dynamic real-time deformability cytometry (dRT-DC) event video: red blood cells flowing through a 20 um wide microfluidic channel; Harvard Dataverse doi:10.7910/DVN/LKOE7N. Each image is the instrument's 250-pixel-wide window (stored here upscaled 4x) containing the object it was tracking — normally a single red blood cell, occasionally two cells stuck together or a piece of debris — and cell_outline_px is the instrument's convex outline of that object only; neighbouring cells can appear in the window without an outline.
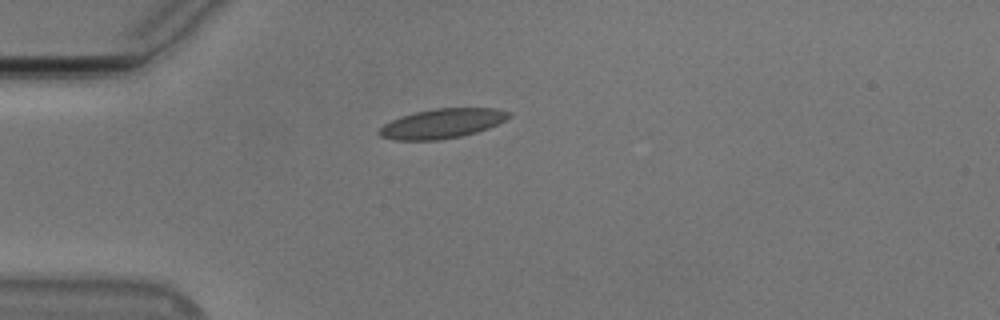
{"species": "Egyptian fruit bat (a non-hibernating species)", "species_latin": "Rousettus aegyptiacus", "temperature_condition": "cold", "stored_images_in_passage": 41, "camera_frame_rate_fps": 3000, "um_per_image_px": 0.085, "animal": {"sex": "male"}, "frame": {"image": 1, "passage_image": 1, "time_ms": 0.0, "image_size_px": [1000, 320], "cell_outline_px": [[512, 116], [488, 128], [476, 132], [460, 136], [440, 140], [392, 140], [380, 136], [376, 132], [384, 124], [392, 120], [416, 112], [436, 108], [496, 108], [512, 112]], "centroid_in_image_um": [37.58, 10.5], "position_along_channel_um": 47.4, "area_um2": 22.25}}
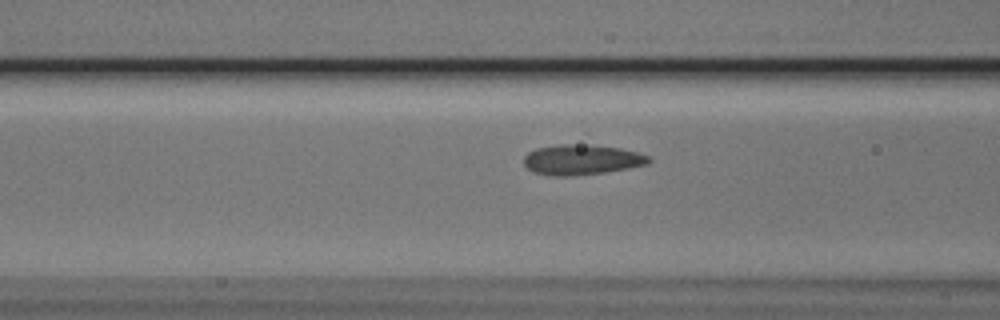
{"frame": {"image": 2, "passage_image": 8, "time_ms": 2.333, "image_size_px": [1000, 320], "cell_outline_px": [[652, 160], [648, 164], [628, 168], [604, 172], [572, 176], [548, 176], [532, 172], [524, 164], [524, 156], [528, 152], [536, 148], [560, 144], [572, 144], [620, 148], [636, 152], [648, 156]], "centroid_in_image_um": [49.4, 13.59], "position_along_channel_um": 117.2, "area_um2": 21.91}}
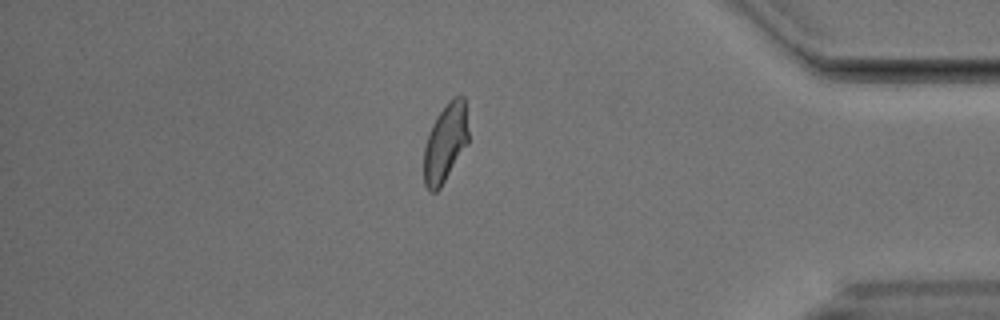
{"frame": {"image": 3, "passage_image": 33, "time_ms": 10.667, "image_size_px": [1000, 320], "cell_outline_px": [[468, 144], [440, 188], [436, 192], [432, 192], [424, 184], [424, 148], [432, 124], [436, 116], [448, 100], [452, 96], [464, 96], [468, 132]], "centroid_in_image_um": [37.86, 12.12], "position_along_channel_um": 397.3, "area_um2": 20.35}, "authors_computed_cell_mechanics": {"area_um2": 20.9814, "velocity_mm_per_s": 3.7494, "shape_relaxation_time_tau1_ms": 5.1026, "shape_relaxation_time_tau2_ms": 1.2555, "deformation_change_tau1": 0.131, "deformation_change_tau2": 0.0722}}